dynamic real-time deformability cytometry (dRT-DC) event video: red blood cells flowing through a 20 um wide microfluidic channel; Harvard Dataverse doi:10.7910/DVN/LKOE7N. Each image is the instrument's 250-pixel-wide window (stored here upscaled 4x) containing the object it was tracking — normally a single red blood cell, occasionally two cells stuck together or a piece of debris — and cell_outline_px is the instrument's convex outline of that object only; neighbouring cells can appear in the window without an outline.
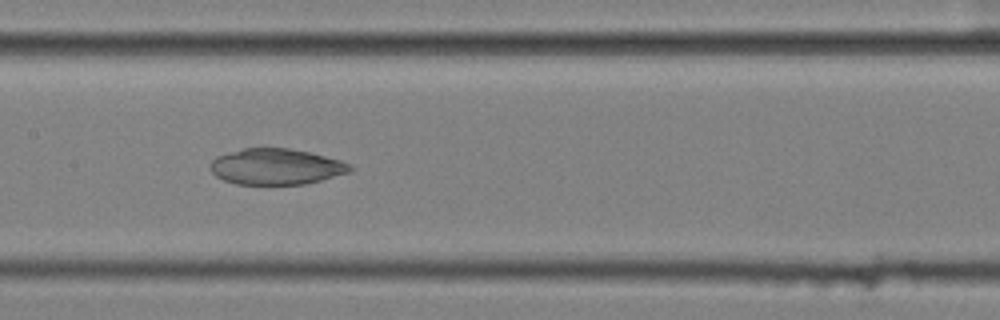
{"species": "common noctule bat (a hibernating species)", "species_latin": "Nyctalus noctula", "temperature_condition": "cold", "stored_images_in_passage": 10, "camera_frame_rate_fps": 3000, "um_per_image_px": 0.085, "animal": {"sex": "female", "body_mass_g": 25.1}, "frame": {"image": 1, "passage_image": 9, "time_ms": 2.667, "image_size_px": [1000, 320], "cell_outline_px": [[356, 168], [348, 172], [320, 180], [304, 184], [236, 184], [224, 180], [216, 176], [208, 168], [208, 164], [216, 156], [244, 148], [288, 148], [308, 152], [340, 160], [352, 164]], "centroid_in_image_um": [23.44, 14.16], "position_along_channel_um": 184.0, "area_um2": 29.25}}
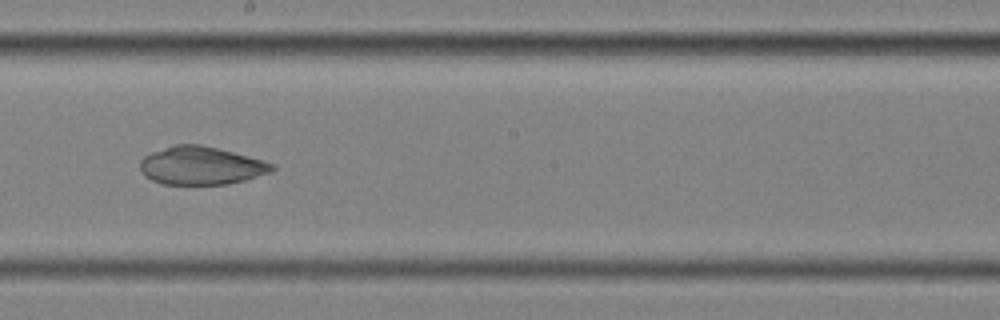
{"frame": {"image": 2, "passage_image": 10, "time_ms": 3.0, "image_size_px": [1000, 320], "cell_outline_px": [[276, 168], [272, 172], [244, 180], [228, 184], [164, 184], [152, 180], [144, 176], [140, 168], [140, 160], [144, 156], [152, 152], [176, 144], [200, 144], [264, 160], [276, 164]], "centroid_in_image_um": [17.11, 14.08], "position_along_channel_um": 231.1, "area_um2": 29.25}}